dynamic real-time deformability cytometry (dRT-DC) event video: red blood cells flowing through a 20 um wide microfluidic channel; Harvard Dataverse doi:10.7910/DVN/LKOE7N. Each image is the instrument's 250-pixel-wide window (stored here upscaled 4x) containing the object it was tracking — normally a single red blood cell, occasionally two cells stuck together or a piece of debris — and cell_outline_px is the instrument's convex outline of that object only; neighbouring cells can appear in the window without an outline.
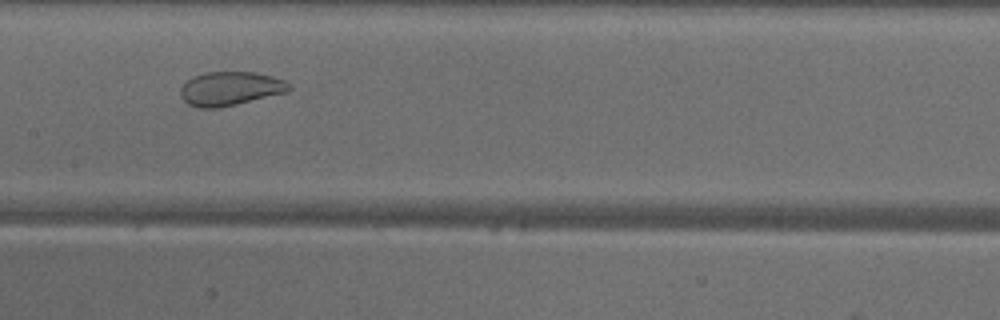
{"species": "common noctule bat (a hibernating species)", "species_latin": "Nyctalus noctula", "temperature_condition": "warm", "stored_images_in_passage": 29, "camera_frame_rate_fps": 3000, "um_per_image_px": 0.085, "animal": {"sex": "male", "body_mass_g": 18.8}, "frame": {"image": 1, "passage_image": 13, "time_ms": 4.0, "image_size_px": [1000, 320], "cell_outline_px": [[292, 88], [288, 92], [236, 104], [216, 108], [196, 108], [188, 104], [180, 96], [180, 88], [192, 76], [204, 72], [256, 72], [272, 76], [284, 80]], "centroid_in_image_um": [19.55, 7.53], "position_along_channel_um": 187.8, "area_um2": 21.5}}
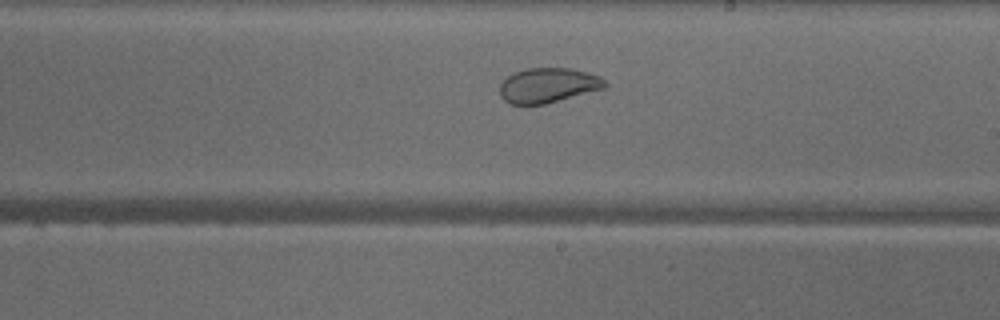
{"frame": {"image": 2, "passage_image": 17, "time_ms": 5.333, "image_size_px": [1000, 320], "cell_outline_px": [[608, 84], [604, 88], [544, 104], [512, 104], [504, 100], [500, 96], [500, 84], [512, 72], [524, 68], [568, 68], [600, 76]], "centroid_in_image_um": [46.55, 7.24], "position_along_channel_um": 242.5, "area_um2": 21.15}, "authors_computed_cell_mechanics": {"area_um2": 22.831, "velocity_mm_per_s": 4.1125, "shape_relaxation_time_tau1_ms": null, "shape_relaxation_time_tau2_ms": 1.0265, "deformation_change_tau1": null, "deformation_change_tau2": 0.0657}}